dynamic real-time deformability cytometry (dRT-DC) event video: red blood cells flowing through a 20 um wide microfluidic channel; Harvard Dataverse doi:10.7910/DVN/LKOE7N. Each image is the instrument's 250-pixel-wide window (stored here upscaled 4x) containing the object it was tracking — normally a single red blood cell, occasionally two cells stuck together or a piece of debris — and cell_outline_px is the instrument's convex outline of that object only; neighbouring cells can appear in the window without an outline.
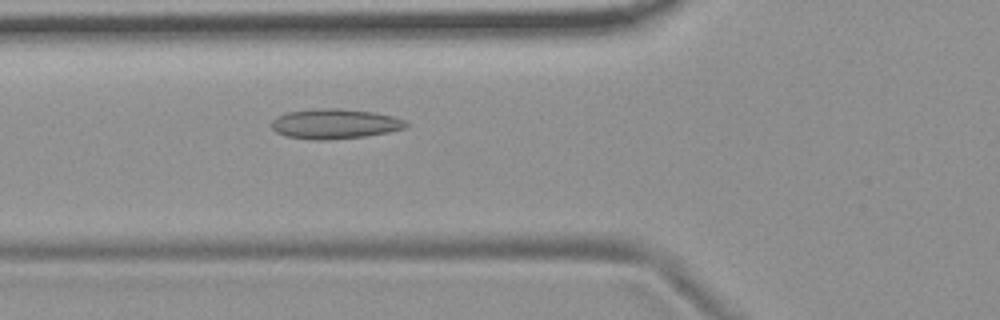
{"species": "common noctule bat (a hibernating species)", "species_latin": "Nyctalus noctula", "temperature_condition": "room temperature", "stored_images_in_passage": 54, "camera_frame_rate_fps": 3000, "um_per_image_px": 0.085, "animal": {"sex": "female", "body_mass_g": 19.9}, "frame": {"image": 1, "passage_image": 20, "time_ms": 6.333, "image_size_px": [1000, 320], "cell_outline_px": [[408, 128], [388, 132], [364, 136], [328, 140], [312, 140], [284, 136], [276, 132], [272, 128], [272, 120], [276, 116], [288, 112], [316, 108], [340, 108], [372, 112], [392, 116], [404, 120], [408, 124]], "centroid_in_image_um": [28.44, 10.53], "position_along_channel_um": 97.4, "area_um2": 23.58}}
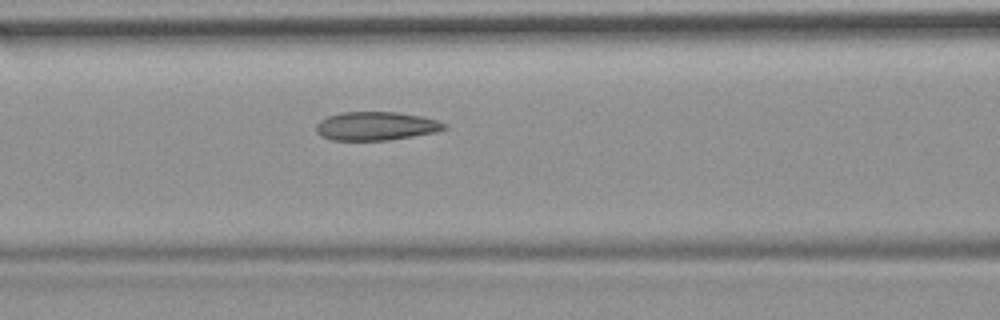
{"frame": {"image": 2, "passage_image": 23, "time_ms": 7.333, "image_size_px": [1000, 320], "cell_outline_px": [[448, 128], [436, 132], [388, 140], [332, 140], [320, 136], [316, 132], [316, 124], [320, 120], [328, 116], [340, 112], [396, 112], [424, 116], [448, 124]], "centroid_in_image_um": [31.97, 10.71], "position_along_channel_um": 134.6, "area_um2": 21.5}}
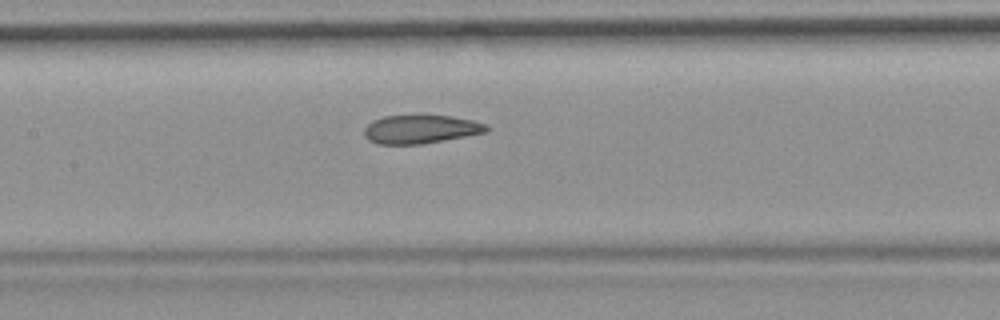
{"frame": {"image": 3, "passage_image": 26, "time_ms": 8.333, "image_size_px": [1000, 320], "cell_outline_px": [[492, 128], [488, 132], [424, 144], [376, 144], [368, 140], [364, 136], [364, 128], [372, 120], [384, 116], [452, 116], [472, 120], [488, 124]], "centroid_in_image_um": [35.79, 10.99], "position_along_channel_um": 171.6, "area_um2": 20.52}, "authors_computed_cell_mechanics": {"area_um2": 22.0796, "velocity_mm_per_s": 3.7091, "shape_relaxation_time_tau1_ms": null, "shape_relaxation_time_tau2_ms": 1.8634, "deformation_change_tau1": null, "deformation_change_tau2": 0.0899}}